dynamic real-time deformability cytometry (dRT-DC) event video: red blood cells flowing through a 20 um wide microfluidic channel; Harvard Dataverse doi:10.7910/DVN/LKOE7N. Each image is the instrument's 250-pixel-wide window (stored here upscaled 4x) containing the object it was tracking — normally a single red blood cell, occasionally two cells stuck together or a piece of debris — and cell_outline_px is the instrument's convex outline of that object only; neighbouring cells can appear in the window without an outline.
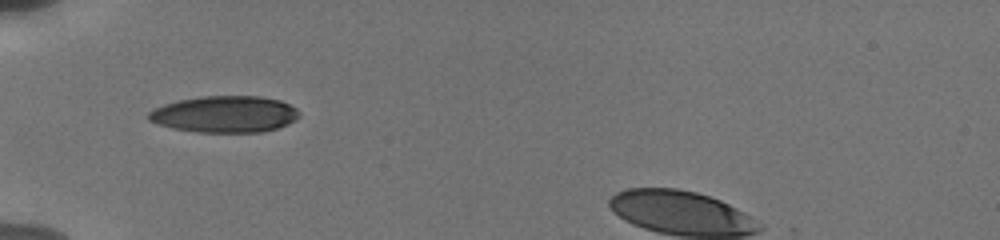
{"species": "human", "species_latin": "Homo sapiens", "temperature_condition": "cold", "stored_images_in_passage": 28, "camera_frame_rate_fps": 3000, "um_per_image_px": 0.085, "donor": {"sex": "male"}, "frame": {"image": 1, "passage_image": 1, "time_ms": 0.0, "image_size_px": [1000, 240], "cell_outline_px": [[300, 116], [296, 120], [288, 124], [264, 132], [196, 132], [172, 128], [148, 120], [148, 112], [164, 104], [180, 100], [204, 96], [260, 96], [280, 100], [296, 108], [300, 112]], "centroid_in_image_um": [19.14, 9.71], "position_along_channel_um": 65.9, "area_um2": 32.08}}
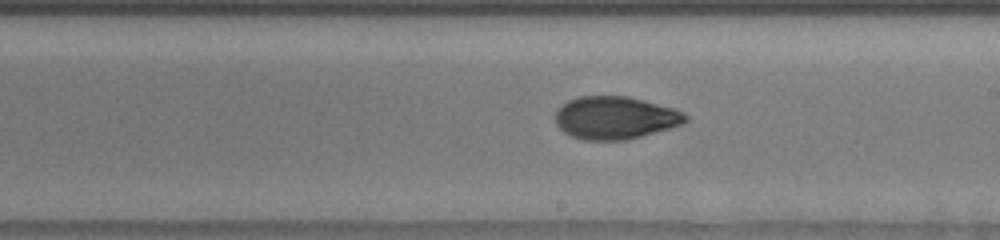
{"frame": {"image": 2, "passage_image": 22, "time_ms": 4.667, "image_size_px": [1000, 240], "cell_outline_px": [[688, 120], [680, 124], [668, 128], [640, 136], [624, 140], [584, 140], [572, 136], [564, 132], [556, 124], [556, 112], [568, 100], [580, 96], [628, 96], [676, 108], [684, 112], [688, 116]], "centroid_in_image_um": [52.3, 10.0], "position_along_channel_um": 236.7, "area_um2": 32.19}}
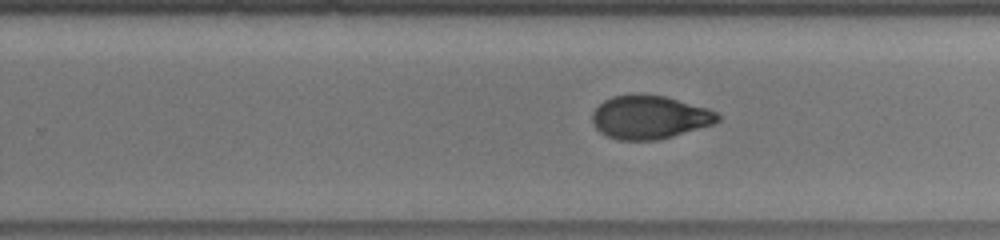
{"frame": {"image": 3, "passage_image": 27, "time_ms": 5.667, "image_size_px": [1000, 240], "cell_outline_px": [[720, 120], [712, 124], [660, 140], [616, 140], [600, 132], [596, 128], [592, 120], [592, 112], [604, 100], [612, 96], [636, 92], [644, 92], [664, 96], [708, 108], [716, 112], [720, 116]], "centroid_in_image_um": [55.19, 9.94], "position_along_channel_um": 274.6, "area_um2": 32.08}}